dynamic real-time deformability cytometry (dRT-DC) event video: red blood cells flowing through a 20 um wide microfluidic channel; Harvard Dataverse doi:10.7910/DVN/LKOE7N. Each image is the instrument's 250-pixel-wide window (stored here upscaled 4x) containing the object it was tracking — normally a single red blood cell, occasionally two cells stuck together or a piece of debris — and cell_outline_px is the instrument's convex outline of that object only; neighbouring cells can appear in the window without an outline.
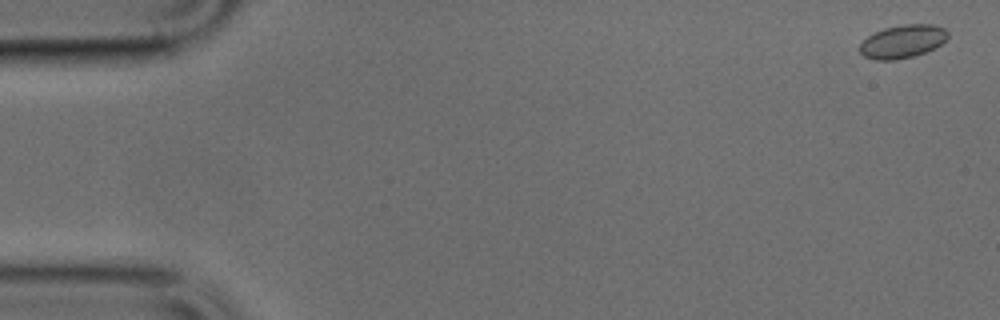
{"species": "common noctule bat (a hibernating species)", "species_latin": "Nyctalus noctula", "temperature_condition": "cold", "stored_images_in_passage": 51, "camera_frame_rate_fps": 3000, "um_per_image_px": 0.085, "animal": {"sex": "male", "body_mass_g": 17.9, "forearm_length_mm": 54.2}, "frame": {"image": 1, "passage_image": 2, "time_ms": 0.333, "image_size_px": [1000, 320], "cell_outline_px": [[948, 36], [940, 44], [924, 52], [912, 56], [896, 60], [872, 60], [864, 56], [860, 52], [860, 44], [868, 36], [884, 28], [904, 24], [932, 24], [944, 28], [948, 32]], "centroid_in_image_um": [76.7, 3.52], "position_along_channel_um": 8.3, "area_um2": 16.82}}
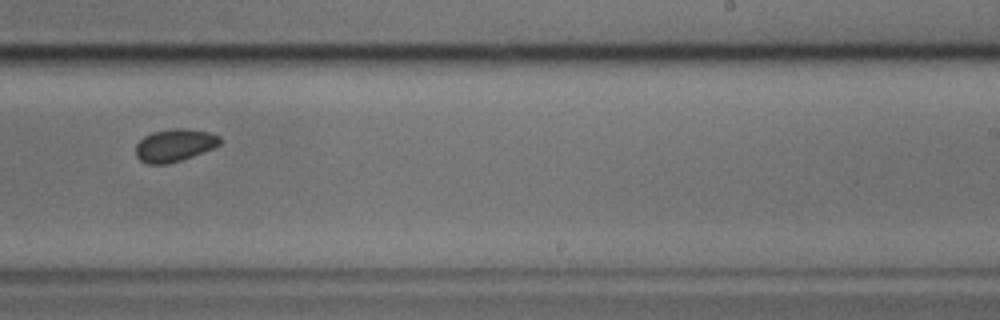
{"frame": {"image": 2, "passage_image": 32, "time_ms": 10.333, "image_size_px": [1000, 320], "cell_outline_px": [[220, 144], [212, 148], [192, 156], [168, 164], [148, 164], [140, 160], [136, 156], [136, 144], [144, 136], [152, 132], [172, 128], [184, 128], [212, 132], [220, 136]], "centroid_in_image_um": [14.83, 12.33], "position_along_channel_um": 274.2, "area_um2": 16.01}}
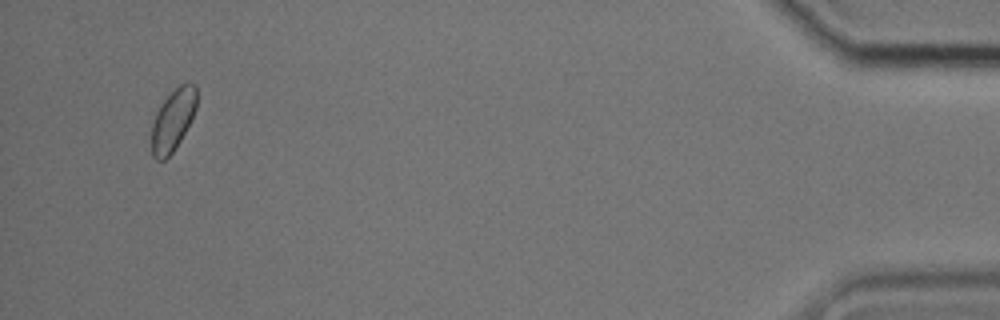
{"frame": {"image": 3, "passage_image": 49, "time_ms": 16.0, "image_size_px": [1000, 320], "cell_outline_px": [[196, 108], [180, 140], [172, 152], [164, 160], [156, 160], [152, 156], [152, 124], [156, 112], [160, 104], [180, 84], [196, 84]], "centroid_in_image_um": [14.67, 10.21], "position_along_channel_um": 420.5, "area_um2": 15.78}}